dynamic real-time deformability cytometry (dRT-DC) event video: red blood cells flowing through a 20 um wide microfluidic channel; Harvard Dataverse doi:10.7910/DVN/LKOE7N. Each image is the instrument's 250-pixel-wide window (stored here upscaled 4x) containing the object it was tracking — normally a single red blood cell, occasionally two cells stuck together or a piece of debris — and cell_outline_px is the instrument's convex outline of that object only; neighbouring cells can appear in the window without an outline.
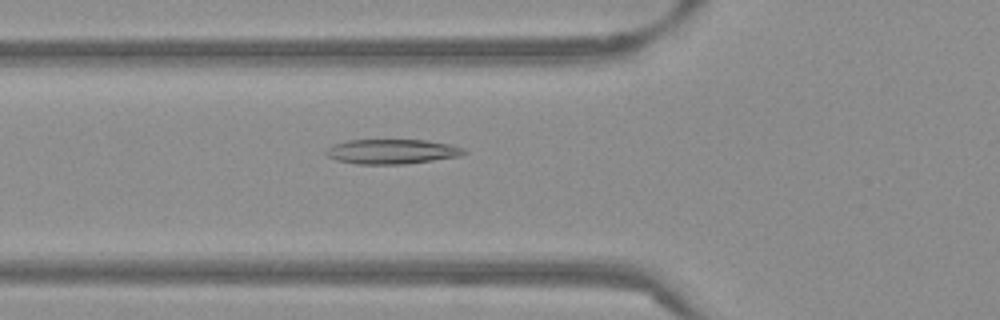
{"species": "Egyptian fruit bat (a non-hibernating species)", "species_latin": "Rousettus aegyptiacus", "temperature_condition": "warm", "stored_images_in_passage": 44, "camera_frame_rate_fps": 3000, "um_per_image_px": 0.085, "frame": {"image": 1, "passage_image": 10, "time_ms": 3.0, "image_size_px": [1000, 320], "cell_outline_px": [[468, 152], [460, 156], [404, 164], [356, 164], [336, 160], [328, 156], [324, 152], [328, 148], [336, 144], [348, 140], [428, 140], [448, 144], [464, 148]], "centroid_in_image_um": [33.32, 12.88], "position_along_channel_um": 92.5, "area_um2": 19.77}}
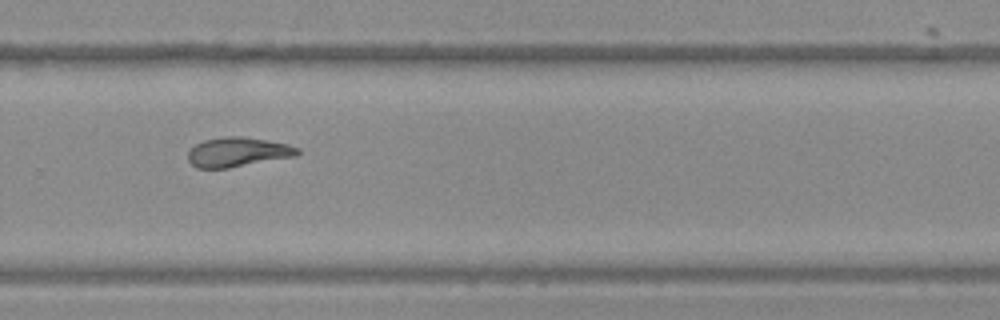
{"frame": {"image": 2, "passage_image": 27, "time_ms": 8.667, "image_size_px": [1000, 320], "cell_outline_px": [[300, 152], [296, 156], [228, 168], [196, 168], [188, 160], [188, 152], [196, 144], [204, 140], [224, 136], [240, 136], [288, 144], [300, 148]], "centroid_in_image_um": [20.21, 12.93], "position_along_channel_um": 309.6, "area_um2": 18.73}}
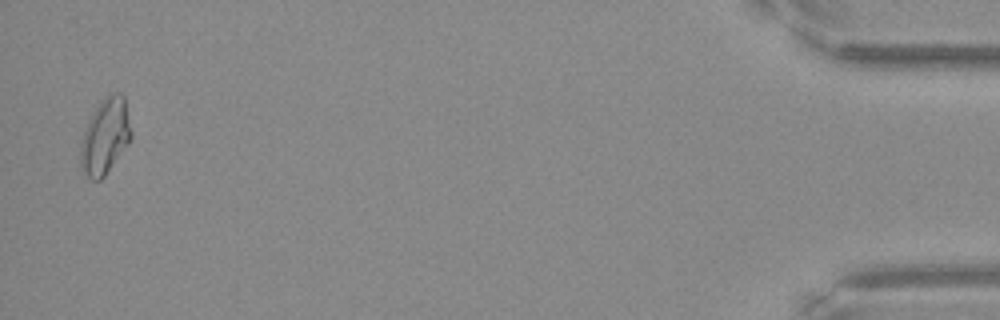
{"frame": {"image": 3, "passage_image": 43, "time_ms": 14.0, "image_size_px": [1000, 320], "cell_outline_px": [[132, 140], [104, 176], [100, 180], [92, 180], [84, 172], [80, 164], [80, 144], [88, 120], [92, 112], [100, 100], [104, 96], [116, 92], [120, 92], [124, 96], [132, 132]], "centroid_in_image_um": [8.95, 11.56], "position_along_channel_um": 426.2, "area_um2": 22.48}, "authors_computed_cell_mechanics": {"area_um2": 18.785, "velocity_mm_per_s": 3.8247, "shape_relaxation_time_tau1_ms": null, "shape_relaxation_time_tau2_ms": 7.793, "deformation_change_tau1": null, "deformation_change_tau2": 0.1785}}